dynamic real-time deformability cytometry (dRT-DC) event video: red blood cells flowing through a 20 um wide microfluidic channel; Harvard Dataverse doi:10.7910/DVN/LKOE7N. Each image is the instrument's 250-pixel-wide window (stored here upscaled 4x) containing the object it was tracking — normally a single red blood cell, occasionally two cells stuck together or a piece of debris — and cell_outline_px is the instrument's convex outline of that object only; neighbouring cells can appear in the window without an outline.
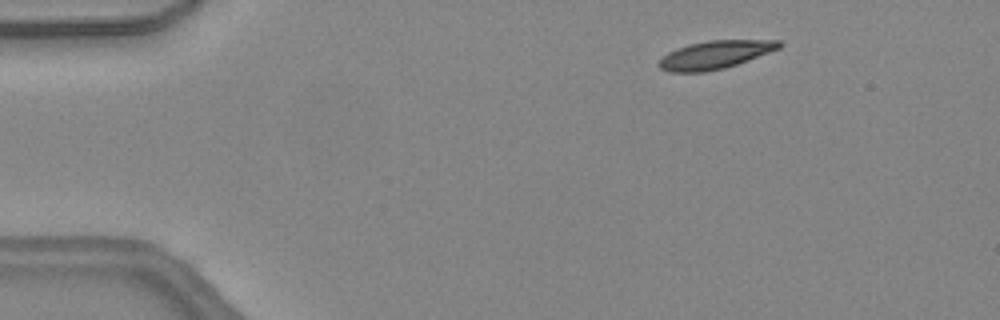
{"species": "common noctule bat (a hibernating species)", "species_latin": "Nyctalus noctula", "temperature_condition": "warm", "stored_images_in_passage": 40, "camera_frame_rate_fps": 3000, "um_per_image_px": 0.085, "animal": {"sex": "female", "body_mass_g": 24.6, "forearm_length_mm": 56.2}, "frame": {"image": 1, "passage_image": 1, "time_ms": 0.0, "image_size_px": [1000, 320], "cell_outline_px": [[784, 44], [780, 48], [736, 64], [724, 68], [704, 72], [668, 72], [660, 68], [656, 64], [668, 52], [676, 48], [688, 44], [708, 40], [780, 40]], "centroid_in_image_um": [60.76, 4.65], "position_along_channel_um": 24.2, "area_um2": 19.65}}
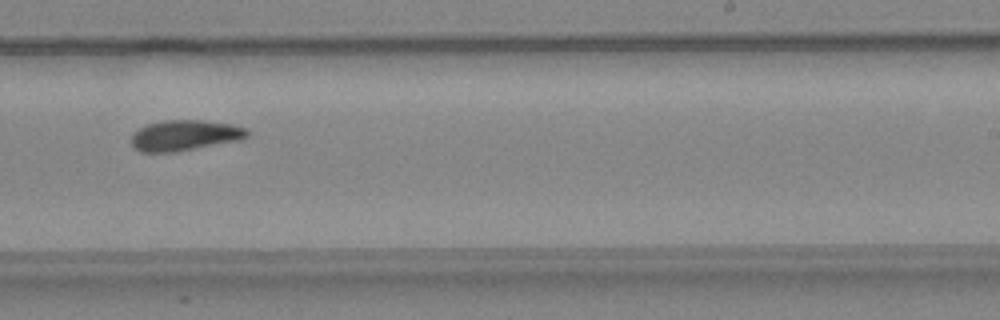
{"frame": {"image": 2, "passage_image": 23, "time_ms": 7.333, "image_size_px": [1000, 320], "cell_outline_px": [[252, 132], [244, 140], [176, 152], [140, 152], [132, 148], [132, 132], [148, 124], [164, 120], [200, 120], [232, 124], [248, 128]], "centroid_in_image_um": [15.77, 11.51], "position_along_channel_um": 273.2, "area_um2": 21.15}}
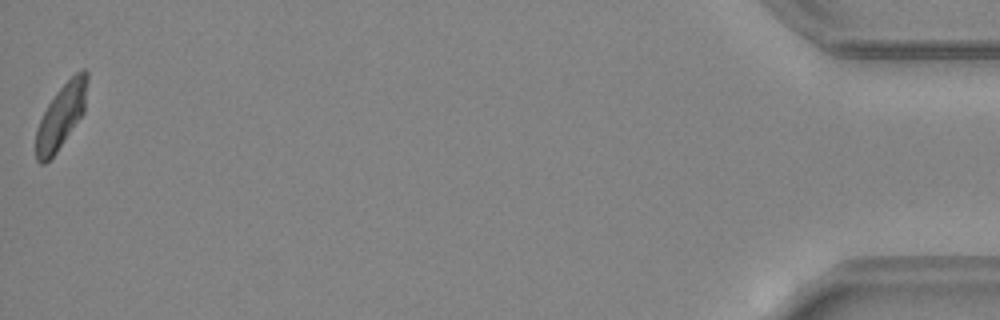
{"frame": {"image": 3, "passage_image": 40, "time_ms": 13.0, "image_size_px": [1000, 320], "cell_outline_px": [[88, 80], [84, 112], [56, 152], [44, 164], [40, 164], [36, 160], [36, 128], [48, 104], [56, 92], [80, 68], [84, 68], [88, 72]], "centroid_in_image_um": [5.21, 9.84], "position_along_channel_um": 430.0, "area_um2": 19.02}, "authors_computed_cell_mechanics": {"area_um2": 20.519, "velocity_mm_per_s": 4.4988, "shape_relaxation_time_tau1_ms": 3.5676, "shape_relaxation_time_tau2_ms": 9.2525, "deformation_change_tau1": 0.1478, "deformation_change_tau2": 0.1717}}